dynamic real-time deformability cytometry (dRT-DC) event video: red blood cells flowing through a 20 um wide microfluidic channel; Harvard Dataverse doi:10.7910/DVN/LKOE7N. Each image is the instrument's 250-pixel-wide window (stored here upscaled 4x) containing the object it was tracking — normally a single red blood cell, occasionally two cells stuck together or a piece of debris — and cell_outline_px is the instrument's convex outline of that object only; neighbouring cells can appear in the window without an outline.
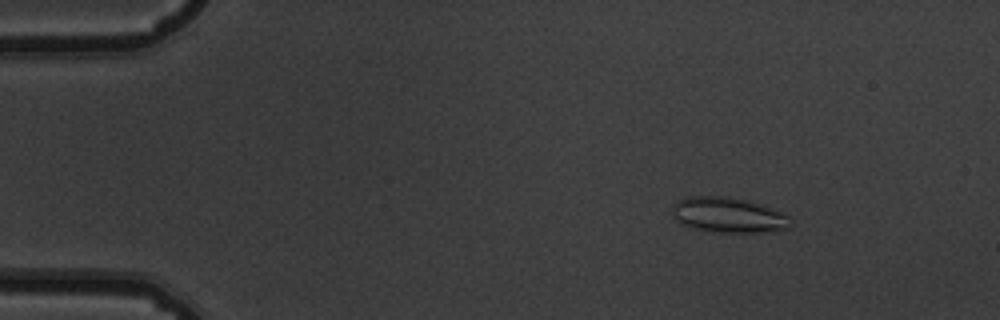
{"species": "common noctule bat (a hibernating species)", "species_latin": "Nyctalus noctula", "temperature_condition": "warm", "stored_images_in_passage": 54, "camera_frame_rate_fps": 3000, "um_per_image_px": 0.085, "animal": {"sex": "male", "body_mass_g": 19.5, "forearm_length_mm": 54.6}, "frame": {"image": 1, "passage_image": 8, "time_ms": 2.333, "image_size_px": [1000, 320], "cell_outline_px": [[792, 220], [788, 228], [764, 232], [720, 232], [696, 228], [680, 224], [672, 216], [672, 208], [676, 200], [688, 196], [728, 196], [760, 204], [784, 212]], "centroid_in_image_um": [61.89, 18.26], "position_along_channel_um": 23.1, "area_um2": 24.33}}
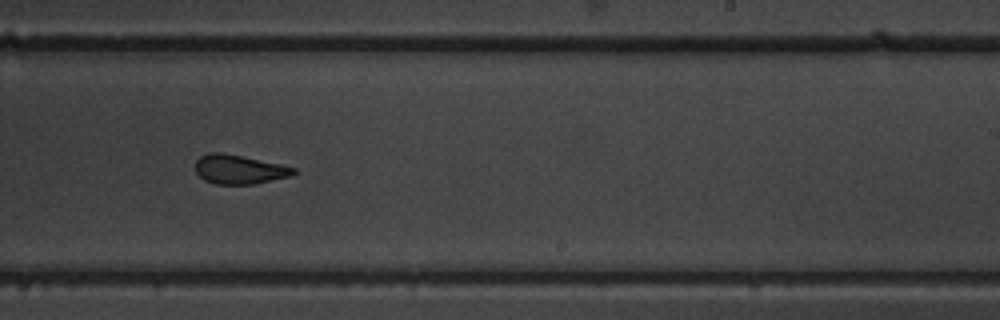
{"frame": {"image": 2, "passage_image": 34, "time_ms": 11.0, "image_size_px": [1000, 320], "cell_outline_px": [[296, 172], [292, 176], [256, 184], [216, 184], [204, 180], [196, 172], [196, 160], [200, 156], [208, 152], [224, 152], [280, 164], [296, 168]], "centroid_in_image_um": [20.34, 14.39], "position_along_channel_um": 268.7, "area_um2": 16.82}}
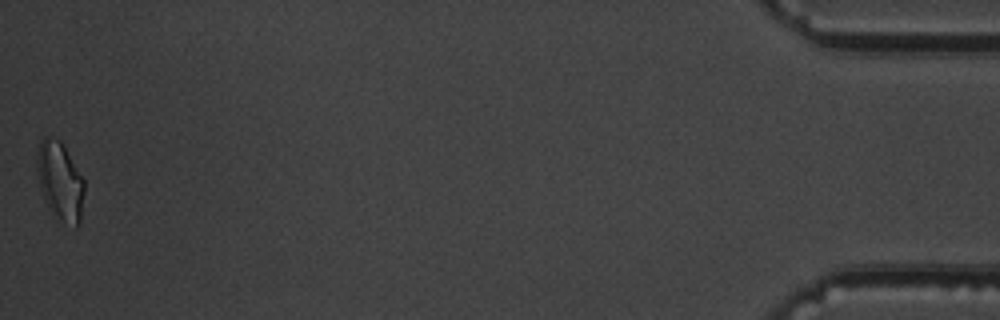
{"frame": {"image": 3, "passage_image": 54, "time_ms": 17.667, "image_size_px": [1000, 320], "cell_outline_px": [[84, 192], [80, 224], [76, 228], [64, 220], [44, 200], [40, 188], [36, 168], [36, 152], [40, 140], [44, 136], [48, 136], [60, 140], [84, 180]], "centroid_in_image_um": [5.09, 15.32], "position_along_channel_um": 430.1, "area_um2": 21.21}, "authors_computed_cell_mechanics": {"area_um2": 18.0914, "velocity_mm_per_s": 3.7913, "shape_relaxation_time_tau1_ms": null, "shape_relaxation_time_tau2_ms": 1.6085, "deformation_change_tau1": null, "deformation_change_tau2": 0.0915}}